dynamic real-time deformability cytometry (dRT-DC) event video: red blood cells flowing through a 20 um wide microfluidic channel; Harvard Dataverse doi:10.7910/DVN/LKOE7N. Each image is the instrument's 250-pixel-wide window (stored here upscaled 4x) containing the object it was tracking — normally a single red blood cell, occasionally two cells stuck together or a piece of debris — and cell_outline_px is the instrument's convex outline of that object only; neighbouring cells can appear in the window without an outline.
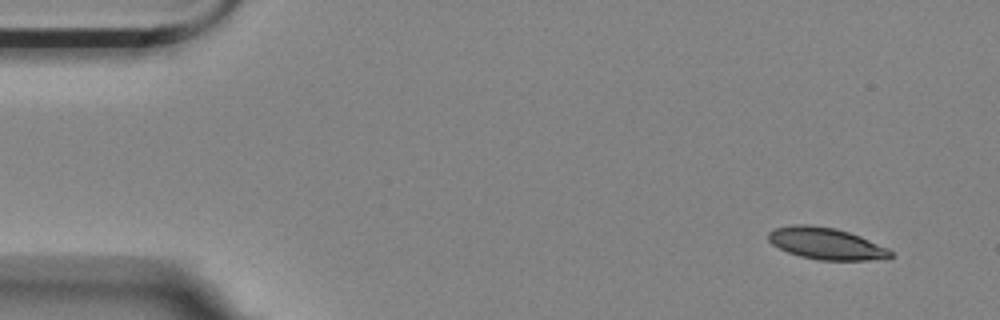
{"species": "Egyptian fruit bat (a non-hibernating species)", "species_latin": "Rousettus aegyptiacus", "temperature_condition": "room temperature", "stored_images_in_passage": 8, "camera_frame_rate_fps": 3000, "um_per_image_px": 0.085, "animal": {"sex": "female"}, "frame": {"image": 1, "passage_image": 1, "time_ms": 0.0, "image_size_px": [1000, 320], "cell_outline_px": [[892, 256], [868, 260], [816, 260], [800, 256], [788, 252], [772, 244], [768, 240], [768, 232], [772, 228], [792, 224], [808, 224], [836, 228], [860, 236], [888, 248], [892, 252]], "centroid_in_image_um": [70.16, 20.68], "position_along_channel_um": 14.8, "area_um2": 22.6}}